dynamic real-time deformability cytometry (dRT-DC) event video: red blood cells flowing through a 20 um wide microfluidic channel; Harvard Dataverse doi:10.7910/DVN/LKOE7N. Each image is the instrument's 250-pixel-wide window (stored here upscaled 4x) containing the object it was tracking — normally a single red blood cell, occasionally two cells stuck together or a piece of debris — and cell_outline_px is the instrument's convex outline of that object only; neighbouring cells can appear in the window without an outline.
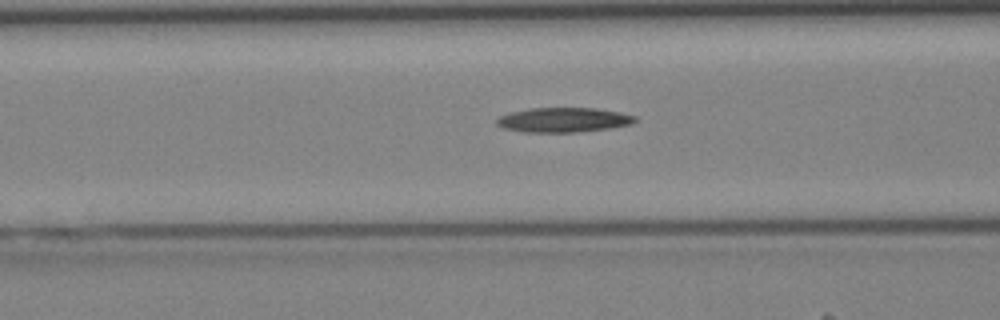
{"species": "Egyptian fruit bat (a non-hibernating species)", "species_latin": "Rousettus aegyptiacus", "temperature_condition": "cold", "stored_images_in_passage": 26, "camera_frame_rate_fps": 3000, "um_per_image_px": 0.085, "animal": {"sex": "female"}, "frame": {"image": 1, "passage_image": 9, "time_ms": 2.667, "image_size_px": [1000, 320], "cell_outline_px": [[636, 120], [632, 124], [608, 128], [580, 132], [524, 132], [504, 128], [496, 124], [496, 120], [500, 116], [512, 112], [532, 108], [596, 108], [620, 112], [636, 116]], "centroid_in_image_um": [47.91, 10.19], "position_along_channel_um": 118.7, "area_um2": 19.77}}
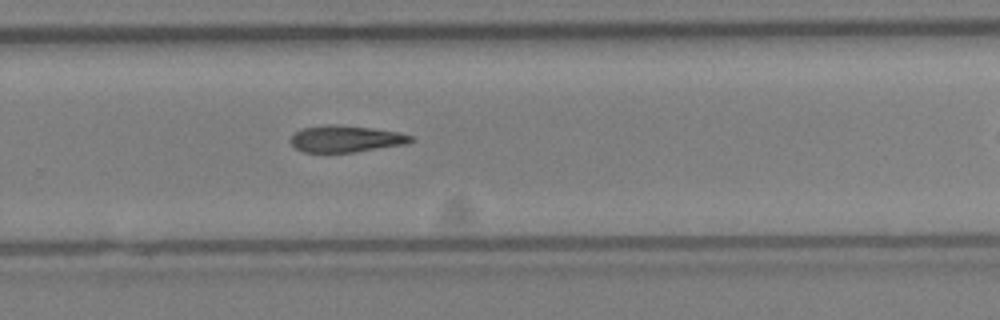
{"frame": {"image": 2, "passage_image": 20, "time_ms": 6.333, "image_size_px": [1000, 320], "cell_outline_px": [[416, 140], [408, 144], [352, 152], [304, 152], [296, 148], [292, 144], [292, 136], [300, 128], [328, 124], [372, 128], [396, 132], [412, 136]], "centroid_in_image_um": [29.42, 11.8], "position_along_channel_um": 300.4, "area_um2": 18.5}}
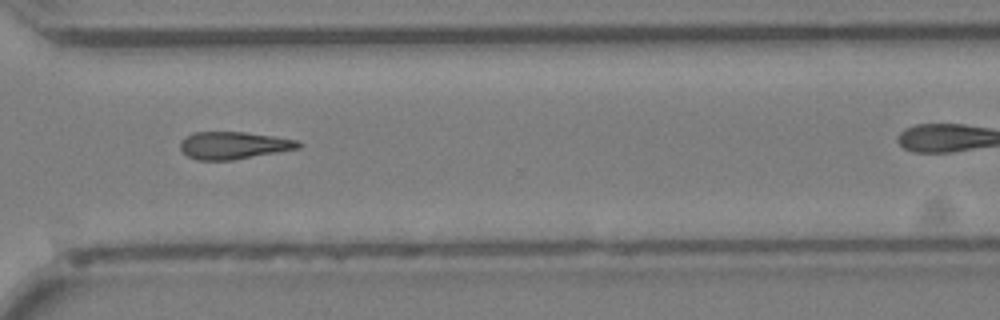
{"frame": {"image": 3, "passage_image": 23, "time_ms": 7.333, "image_size_px": [1000, 320], "cell_outline_px": [[304, 144], [300, 148], [232, 160], [196, 160], [188, 156], [180, 148], [180, 140], [184, 136], [192, 132], [244, 132], [272, 136], [296, 140]], "centroid_in_image_um": [19.82, 12.35], "position_along_channel_um": 350.8, "area_um2": 18.84}}